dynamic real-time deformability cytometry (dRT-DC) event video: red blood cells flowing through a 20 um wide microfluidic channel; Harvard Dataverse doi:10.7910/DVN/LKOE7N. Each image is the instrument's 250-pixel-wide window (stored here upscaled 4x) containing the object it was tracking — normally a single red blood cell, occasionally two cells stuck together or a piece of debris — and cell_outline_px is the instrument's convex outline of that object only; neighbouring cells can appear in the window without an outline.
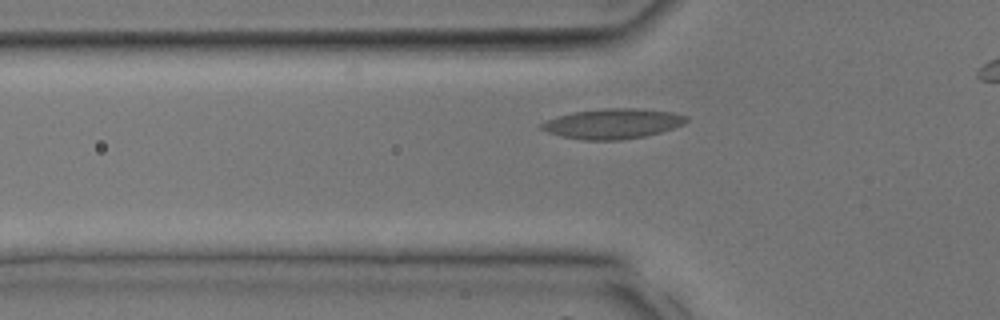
{"species": "common noctule bat (a hibernating species)", "species_latin": "Nyctalus noctula", "temperature_condition": "room temperature", "stored_images_in_passage": 22, "camera_frame_rate_fps": 3000, "um_per_image_px": 0.085, "animal": {"sex": "male", "body_mass_g": 17.9, "forearm_length_mm": 54.2}, "frame": {"image": 1, "passage_image": 4, "time_ms": 1.0, "image_size_px": [1000, 320], "cell_outline_px": [[688, 120], [684, 124], [660, 132], [644, 136], [620, 140], [584, 140], [564, 136], [548, 132], [540, 128], [540, 124], [556, 116], [572, 112], [604, 108], [636, 108], [672, 112], [688, 116]], "centroid_in_image_um": [52.09, 10.5], "position_along_channel_um": 73.7, "area_um2": 25.26}}
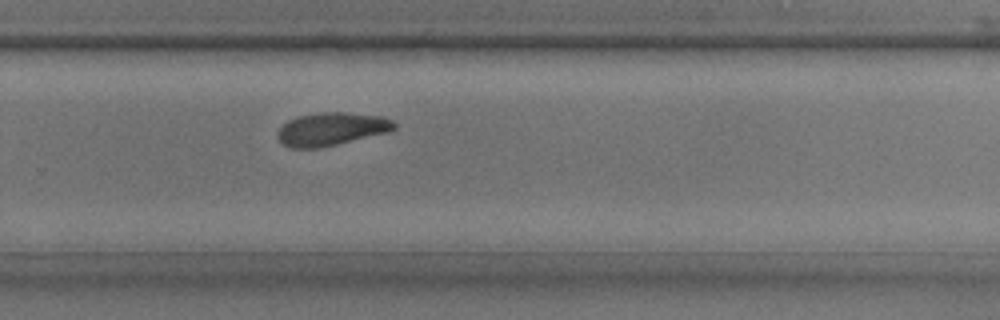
{"frame": {"image": 2, "passage_image": 16, "time_ms": 5.0, "image_size_px": [1000, 320], "cell_outline_px": [[396, 128], [392, 132], [320, 148], [292, 148], [284, 144], [276, 136], [276, 132], [288, 120], [296, 116], [320, 112], [348, 112], [384, 116], [392, 120], [396, 124]], "centroid_in_image_um": [28.22, 10.96], "position_along_channel_um": 301.6, "area_um2": 22.89}}